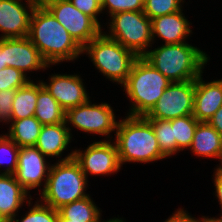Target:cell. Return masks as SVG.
Segmentation results:
<instances>
[{
	"label": "cell",
	"mask_w": 222,
	"mask_h": 222,
	"mask_svg": "<svg viewBox=\"0 0 222 222\" xmlns=\"http://www.w3.org/2000/svg\"><path fill=\"white\" fill-rule=\"evenodd\" d=\"M27 37L48 64L74 60L83 53L82 47L44 6L36 5L32 10Z\"/></svg>",
	"instance_id": "obj_1"
},
{
	"label": "cell",
	"mask_w": 222,
	"mask_h": 222,
	"mask_svg": "<svg viewBox=\"0 0 222 222\" xmlns=\"http://www.w3.org/2000/svg\"><path fill=\"white\" fill-rule=\"evenodd\" d=\"M142 57L171 82L197 79L208 61L207 54L186 42L164 44Z\"/></svg>",
	"instance_id": "obj_2"
},
{
	"label": "cell",
	"mask_w": 222,
	"mask_h": 222,
	"mask_svg": "<svg viewBox=\"0 0 222 222\" xmlns=\"http://www.w3.org/2000/svg\"><path fill=\"white\" fill-rule=\"evenodd\" d=\"M120 165L124 162H152L166 158L158 145L152 124L144 116H127L116 129Z\"/></svg>",
	"instance_id": "obj_3"
},
{
	"label": "cell",
	"mask_w": 222,
	"mask_h": 222,
	"mask_svg": "<svg viewBox=\"0 0 222 222\" xmlns=\"http://www.w3.org/2000/svg\"><path fill=\"white\" fill-rule=\"evenodd\" d=\"M73 157L74 152L61 159L57 164L50 166L48 180L43 188L41 199L55 210L88 196L84 192L87 177Z\"/></svg>",
	"instance_id": "obj_4"
},
{
	"label": "cell",
	"mask_w": 222,
	"mask_h": 222,
	"mask_svg": "<svg viewBox=\"0 0 222 222\" xmlns=\"http://www.w3.org/2000/svg\"><path fill=\"white\" fill-rule=\"evenodd\" d=\"M170 83L171 81L148 61L138 57L132 65L127 81L122 85L133 101L128 116H145Z\"/></svg>",
	"instance_id": "obj_5"
},
{
	"label": "cell",
	"mask_w": 222,
	"mask_h": 222,
	"mask_svg": "<svg viewBox=\"0 0 222 222\" xmlns=\"http://www.w3.org/2000/svg\"><path fill=\"white\" fill-rule=\"evenodd\" d=\"M82 52H88L99 72L112 81L124 84L138 56L102 32L87 43Z\"/></svg>",
	"instance_id": "obj_6"
},
{
	"label": "cell",
	"mask_w": 222,
	"mask_h": 222,
	"mask_svg": "<svg viewBox=\"0 0 222 222\" xmlns=\"http://www.w3.org/2000/svg\"><path fill=\"white\" fill-rule=\"evenodd\" d=\"M111 20V34H104L142 57L153 40L151 19L143 11H124L112 14Z\"/></svg>",
	"instance_id": "obj_7"
},
{
	"label": "cell",
	"mask_w": 222,
	"mask_h": 222,
	"mask_svg": "<svg viewBox=\"0 0 222 222\" xmlns=\"http://www.w3.org/2000/svg\"><path fill=\"white\" fill-rule=\"evenodd\" d=\"M194 94L195 80L171 82L144 117L146 119L171 120L192 115Z\"/></svg>",
	"instance_id": "obj_8"
},
{
	"label": "cell",
	"mask_w": 222,
	"mask_h": 222,
	"mask_svg": "<svg viewBox=\"0 0 222 222\" xmlns=\"http://www.w3.org/2000/svg\"><path fill=\"white\" fill-rule=\"evenodd\" d=\"M44 7L82 48L102 32L101 25L79 11L69 0H56L46 3Z\"/></svg>",
	"instance_id": "obj_9"
},
{
	"label": "cell",
	"mask_w": 222,
	"mask_h": 222,
	"mask_svg": "<svg viewBox=\"0 0 222 222\" xmlns=\"http://www.w3.org/2000/svg\"><path fill=\"white\" fill-rule=\"evenodd\" d=\"M69 122L79 130L99 135H109L118 124L110 105H95L90 100L65 112V123Z\"/></svg>",
	"instance_id": "obj_10"
},
{
	"label": "cell",
	"mask_w": 222,
	"mask_h": 222,
	"mask_svg": "<svg viewBox=\"0 0 222 222\" xmlns=\"http://www.w3.org/2000/svg\"><path fill=\"white\" fill-rule=\"evenodd\" d=\"M74 159L79 163L83 173L91 175H105L117 172L121 165L119 162L116 143L110 141L93 142L84 153L75 150Z\"/></svg>",
	"instance_id": "obj_11"
},
{
	"label": "cell",
	"mask_w": 222,
	"mask_h": 222,
	"mask_svg": "<svg viewBox=\"0 0 222 222\" xmlns=\"http://www.w3.org/2000/svg\"><path fill=\"white\" fill-rule=\"evenodd\" d=\"M45 155L35 146L20 147L18 153V166L14 173L16 180L28 192L41 185L44 177L48 180L50 166H46Z\"/></svg>",
	"instance_id": "obj_12"
},
{
	"label": "cell",
	"mask_w": 222,
	"mask_h": 222,
	"mask_svg": "<svg viewBox=\"0 0 222 222\" xmlns=\"http://www.w3.org/2000/svg\"><path fill=\"white\" fill-rule=\"evenodd\" d=\"M29 11L21 0H0V38H24L28 36L32 10L36 0H26Z\"/></svg>",
	"instance_id": "obj_13"
},
{
	"label": "cell",
	"mask_w": 222,
	"mask_h": 222,
	"mask_svg": "<svg viewBox=\"0 0 222 222\" xmlns=\"http://www.w3.org/2000/svg\"><path fill=\"white\" fill-rule=\"evenodd\" d=\"M4 58L7 66L25 71L45 69L49 64L28 37L4 38Z\"/></svg>",
	"instance_id": "obj_14"
},
{
	"label": "cell",
	"mask_w": 222,
	"mask_h": 222,
	"mask_svg": "<svg viewBox=\"0 0 222 222\" xmlns=\"http://www.w3.org/2000/svg\"><path fill=\"white\" fill-rule=\"evenodd\" d=\"M41 84L65 112L89 100L82 79L77 75H53L49 85L44 82Z\"/></svg>",
	"instance_id": "obj_15"
},
{
	"label": "cell",
	"mask_w": 222,
	"mask_h": 222,
	"mask_svg": "<svg viewBox=\"0 0 222 222\" xmlns=\"http://www.w3.org/2000/svg\"><path fill=\"white\" fill-rule=\"evenodd\" d=\"M201 76L195 79L192 115L199 122H207L222 106V79L204 83Z\"/></svg>",
	"instance_id": "obj_16"
},
{
	"label": "cell",
	"mask_w": 222,
	"mask_h": 222,
	"mask_svg": "<svg viewBox=\"0 0 222 222\" xmlns=\"http://www.w3.org/2000/svg\"><path fill=\"white\" fill-rule=\"evenodd\" d=\"M151 24L153 40L158 36L165 41V44L185 42L184 40L191 33L190 22L183 16L182 10L154 18Z\"/></svg>",
	"instance_id": "obj_17"
},
{
	"label": "cell",
	"mask_w": 222,
	"mask_h": 222,
	"mask_svg": "<svg viewBox=\"0 0 222 222\" xmlns=\"http://www.w3.org/2000/svg\"><path fill=\"white\" fill-rule=\"evenodd\" d=\"M28 192L19 184L14 174H0V215L8 222L16 217L27 199Z\"/></svg>",
	"instance_id": "obj_18"
},
{
	"label": "cell",
	"mask_w": 222,
	"mask_h": 222,
	"mask_svg": "<svg viewBox=\"0 0 222 222\" xmlns=\"http://www.w3.org/2000/svg\"><path fill=\"white\" fill-rule=\"evenodd\" d=\"M66 126L65 122L43 125L35 147L45 156H61V153L67 148L71 140V129Z\"/></svg>",
	"instance_id": "obj_19"
},
{
	"label": "cell",
	"mask_w": 222,
	"mask_h": 222,
	"mask_svg": "<svg viewBox=\"0 0 222 222\" xmlns=\"http://www.w3.org/2000/svg\"><path fill=\"white\" fill-rule=\"evenodd\" d=\"M193 153L199 157H217L222 151V135L208 122H199L190 145Z\"/></svg>",
	"instance_id": "obj_20"
},
{
	"label": "cell",
	"mask_w": 222,
	"mask_h": 222,
	"mask_svg": "<svg viewBox=\"0 0 222 222\" xmlns=\"http://www.w3.org/2000/svg\"><path fill=\"white\" fill-rule=\"evenodd\" d=\"M34 116L42 125H54L65 122V111L57 100L42 86L37 84V101Z\"/></svg>",
	"instance_id": "obj_21"
},
{
	"label": "cell",
	"mask_w": 222,
	"mask_h": 222,
	"mask_svg": "<svg viewBox=\"0 0 222 222\" xmlns=\"http://www.w3.org/2000/svg\"><path fill=\"white\" fill-rule=\"evenodd\" d=\"M11 121L7 136L19 147L35 146L43 126L40 121L35 116Z\"/></svg>",
	"instance_id": "obj_22"
},
{
	"label": "cell",
	"mask_w": 222,
	"mask_h": 222,
	"mask_svg": "<svg viewBox=\"0 0 222 222\" xmlns=\"http://www.w3.org/2000/svg\"><path fill=\"white\" fill-rule=\"evenodd\" d=\"M65 218L76 222H100V212L89 195L58 209ZM112 219L106 221L110 222Z\"/></svg>",
	"instance_id": "obj_23"
},
{
	"label": "cell",
	"mask_w": 222,
	"mask_h": 222,
	"mask_svg": "<svg viewBox=\"0 0 222 222\" xmlns=\"http://www.w3.org/2000/svg\"><path fill=\"white\" fill-rule=\"evenodd\" d=\"M37 101V85L29 81L18 88L12 103L11 120H18L34 116Z\"/></svg>",
	"instance_id": "obj_24"
},
{
	"label": "cell",
	"mask_w": 222,
	"mask_h": 222,
	"mask_svg": "<svg viewBox=\"0 0 222 222\" xmlns=\"http://www.w3.org/2000/svg\"><path fill=\"white\" fill-rule=\"evenodd\" d=\"M173 140H176V152L190 148L194 132L199 121L193 115L171 119Z\"/></svg>",
	"instance_id": "obj_25"
},
{
	"label": "cell",
	"mask_w": 222,
	"mask_h": 222,
	"mask_svg": "<svg viewBox=\"0 0 222 222\" xmlns=\"http://www.w3.org/2000/svg\"><path fill=\"white\" fill-rule=\"evenodd\" d=\"M154 130L161 153L169 157L176 153V140H173V128L170 120L147 119Z\"/></svg>",
	"instance_id": "obj_26"
},
{
	"label": "cell",
	"mask_w": 222,
	"mask_h": 222,
	"mask_svg": "<svg viewBox=\"0 0 222 222\" xmlns=\"http://www.w3.org/2000/svg\"><path fill=\"white\" fill-rule=\"evenodd\" d=\"M19 150L20 147L7 134L0 136V168L4 163L8 162L9 164L3 174H14L16 172Z\"/></svg>",
	"instance_id": "obj_27"
},
{
	"label": "cell",
	"mask_w": 222,
	"mask_h": 222,
	"mask_svg": "<svg viewBox=\"0 0 222 222\" xmlns=\"http://www.w3.org/2000/svg\"><path fill=\"white\" fill-rule=\"evenodd\" d=\"M183 0H144L143 12L149 19L172 14L181 10Z\"/></svg>",
	"instance_id": "obj_28"
},
{
	"label": "cell",
	"mask_w": 222,
	"mask_h": 222,
	"mask_svg": "<svg viewBox=\"0 0 222 222\" xmlns=\"http://www.w3.org/2000/svg\"><path fill=\"white\" fill-rule=\"evenodd\" d=\"M8 222H19L15 217ZM20 222H58V210L46 204H35Z\"/></svg>",
	"instance_id": "obj_29"
},
{
	"label": "cell",
	"mask_w": 222,
	"mask_h": 222,
	"mask_svg": "<svg viewBox=\"0 0 222 222\" xmlns=\"http://www.w3.org/2000/svg\"><path fill=\"white\" fill-rule=\"evenodd\" d=\"M26 74L14 67H5L0 70V91L17 90L25 86L30 80Z\"/></svg>",
	"instance_id": "obj_30"
},
{
	"label": "cell",
	"mask_w": 222,
	"mask_h": 222,
	"mask_svg": "<svg viewBox=\"0 0 222 222\" xmlns=\"http://www.w3.org/2000/svg\"><path fill=\"white\" fill-rule=\"evenodd\" d=\"M101 7L109 9V15L124 11H143L144 0H101Z\"/></svg>",
	"instance_id": "obj_31"
},
{
	"label": "cell",
	"mask_w": 222,
	"mask_h": 222,
	"mask_svg": "<svg viewBox=\"0 0 222 222\" xmlns=\"http://www.w3.org/2000/svg\"><path fill=\"white\" fill-rule=\"evenodd\" d=\"M16 94V90L0 91V122H11L12 103Z\"/></svg>",
	"instance_id": "obj_32"
},
{
	"label": "cell",
	"mask_w": 222,
	"mask_h": 222,
	"mask_svg": "<svg viewBox=\"0 0 222 222\" xmlns=\"http://www.w3.org/2000/svg\"><path fill=\"white\" fill-rule=\"evenodd\" d=\"M79 11L92 17L99 25L97 14L102 12L101 0H69Z\"/></svg>",
	"instance_id": "obj_33"
},
{
	"label": "cell",
	"mask_w": 222,
	"mask_h": 222,
	"mask_svg": "<svg viewBox=\"0 0 222 222\" xmlns=\"http://www.w3.org/2000/svg\"><path fill=\"white\" fill-rule=\"evenodd\" d=\"M204 221H205L204 218L201 220L200 219L196 220L190 217V215H188V213H186V211H184L183 209H179V211L173 214L165 222H204Z\"/></svg>",
	"instance_id": "obj_34"
},
{
	"label": "cell",
	"mask_w": 222,
	"mask_h": 222,
	"mask_svg": "<svg viewBox=\"0 0 222 222\" xmlns=\"http://www.w3.org/2000/svg\"><path fill=\"white\" fill-rule=\"evenodd\" d=\"M220 135H222V106L207 121Z\"/></svg>",
	"instance_id": "obj_35"
},
{
	"label": "cell",
	"mask_w": 222,
	"mask_h": 222,
	"mask_svg": "<svg viewBox=\"0 0 222 222\" xmlns=\"http://www.w3.org/2000/svg\"><path fill=\"white\" fill-rule=\"evenodd\" d=\"M214 182H215L214 184L216 187V196L222 208V171L221 170L216 169Z\"/></svg>",
	"instance_id": "obj_36"
},
{
	"label": "cell",
	"mask_w": 222,
	"mask_h": 222,
	"mask_svg": "<svg viewBox=\"0 0 222 222\" xmlns=\"http://www.w3.org/2000/svg\"><path fill=\"white\" fill-rule=\"evenodd\" d=\"M7 67L4 58V38H0V70Z\"/></svg>",
	"instance_id": "obj_37"
},
{
	"label": "cell",
	"mask_w": 222,
	"mask_h": 222,
	"mask_svg": "<svg viewBox=\"0 0 222 222\" xmlns=\"http://www.w3.org/2000/svg\"><path fill=\"white\" fill-rule=\"evenodd\" d=\"M204 220H205L204 222H222V216L220 219L219 218L216 219V218H208V217L205 218L204 217Z\"/></svg>",
	"instance_id": "obj_38"
},
{
	"label": "cell",
	"mask_w": 222,
	"mask_h": 222,
	"mask_svg": "<svg viewBox=\"0 0 222 222\" xmlns=\"http://www.w3.org/2000/svg\"><path fill=\"white\" fill-rule=\"evenodd\" d=\"M56 0H36L37 5L44 6L46 3H50Z\"/></svg>",
	"instance_id": "obj_39"
},
{
	"label": "cell",
	"mask_w": 222,
	"mask_h": 222,
	"mask_svg": "<svg viewBox=\"0 0 222 222\" xmlns=\"http://www.w3.org/2000/svg\"><path fill=\"white\" fill-rule=\"evenodd\" d=\"M58 222H76V221H71V220L65 219V218L58 212Z\"/></svg>",
	"instance_id": "obj_40"
},
{
	"label": "cell",
	"mask_w": 222,
	"mask_h": 222,
	"mask_svg": "<svg viewBox=\"0 0 222 222\" xmlns=\"http://www.w3.org/2000/svg\"><path fill=\"white\" fill-rule=\"evenodd\" d=\"M219 159L221 160V164H222V151L220 153ZM217 170H221L222 171V165L219 168H217Z\"/></svg>",
	"instance_id": "obj_41"
},
{
	"label": "cell",
	"mask_w": 222,
	"mask_h": 222,
	"mask_svg": "<svg viewBox=\"0 0 222 222\" xmlns=\"http://www.w3.org/2000/svg\"><path fill=\"white\" fill-rule=\"evenodd\" d=\"M110 222H124L122 219L113 218Z\"/></svg>",
	"instance_id": "obj_42"
},
{
	"label": "cell",
	"mask_w": 222,
	"mask_h": 222,
	"mask_svg": "<svg viewBox=\"0 0 222 222\" xmlns=\"http://www.w3.org/2000/svg\"><path fill=\"white\" fill-rule=\"evenodd\" d=\"M0 222H7V221L0 215Z\"/></svg>",
	"instance_id": "obj_43"
}]
</instances>
